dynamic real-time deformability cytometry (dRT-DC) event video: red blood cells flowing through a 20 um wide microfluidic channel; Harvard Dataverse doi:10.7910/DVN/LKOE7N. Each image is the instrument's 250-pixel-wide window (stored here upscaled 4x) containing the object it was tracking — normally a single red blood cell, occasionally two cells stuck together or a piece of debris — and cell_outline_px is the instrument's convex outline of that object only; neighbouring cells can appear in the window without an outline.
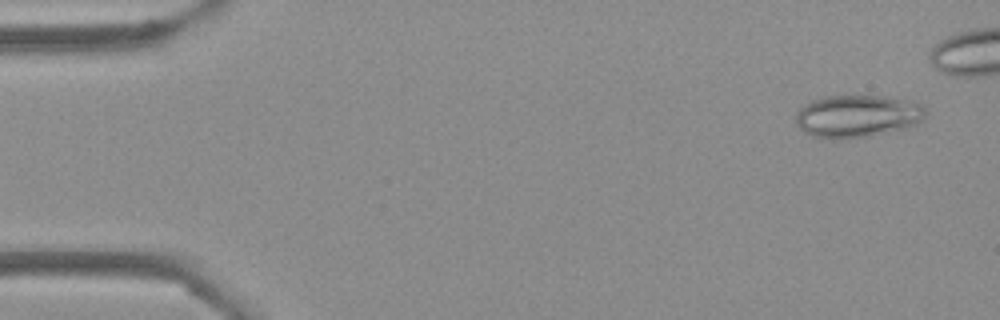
{"species": "Egyptian fruit bat (a non-hibernating species)", "species_latin": "Rousettus aegyptiacus", "temperature_condition": "cold", "stored_images_in_passage": 46, "camera_frame_rate_fps": 3000, "um_per_image_px": 0.085, "frame": {"image": 1, "passage_image": 3, "time_ms": 0.667, "image_size_px": [1000, 320], "cell_outline_px": [[928, 112], [920, 120], [904, 128], [872, 136], [812, 136], [804, 132], [796, 124], [796, 112], [804, 104], [812, 100], [824, 96], [880, 96], [904, 100], [920, 104]], "centroid_in_image_um": [72.84, 9.83], "position_along_channel_um": 12.2, "area_um2": 31.15}}
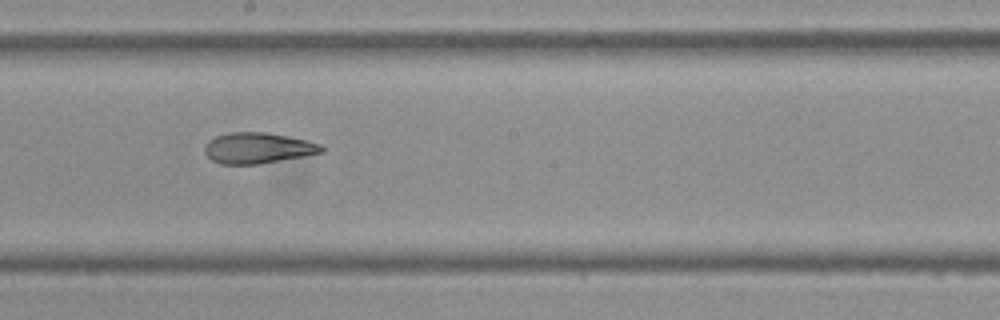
{"frame": {"image": 2, "passage_image": 29, "time_ms": 9.333, "image_size_px": [1000, 320], "cell_outline_px": [[328, 148], [324, 152], [304, 156], [256, 164], [220, 164], [212, 160], [204, 152], [204, 144], [208, 140], [216, 136], [228, 132], [268, 132], [304, 140], [320, 144]], "centroid_in_image_um": [21.9, 12.58], "position_along_channel_um": 226.3, "area_um2": 21.04}}
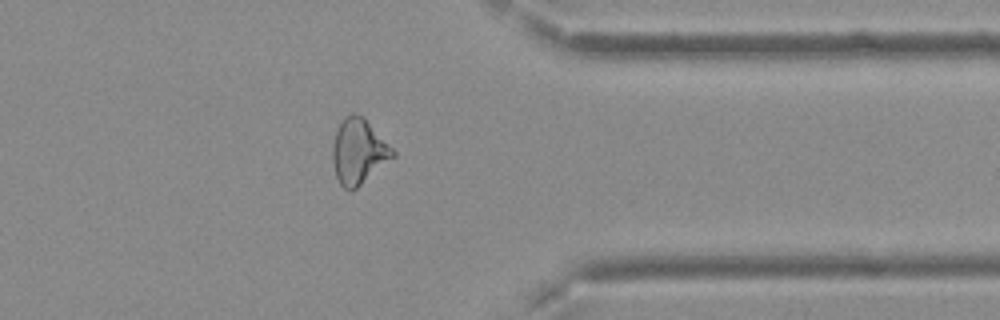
{"frame": {"image": 3, "passage_image": 42, "time_ms": 13.667, "image_size_px": [1000, 320], "cell_outline_px": [[396, 156], [352, 192], [348, 192], [340, 184], [336, 176], [332, 164], [332, 144], [336, 132], [344, 116], [352, 112], [364, 116], [396, 152]], "centroid_in_image_um": [30.48, 12.89], "position_along_channel_um": 380.9, "area_um2": 23.24}, "authors_computed_cell_mechanics": {"area_um2": 22.4264, "velocity_mm_per_s": 3.8049, "shape_relaxation_time_tau1_ms": null, "shape_relaxation_time_tau2_ms": 2.4259, "deformation_change_tau1": null, "deformation_change_tau2": 0.1056}}